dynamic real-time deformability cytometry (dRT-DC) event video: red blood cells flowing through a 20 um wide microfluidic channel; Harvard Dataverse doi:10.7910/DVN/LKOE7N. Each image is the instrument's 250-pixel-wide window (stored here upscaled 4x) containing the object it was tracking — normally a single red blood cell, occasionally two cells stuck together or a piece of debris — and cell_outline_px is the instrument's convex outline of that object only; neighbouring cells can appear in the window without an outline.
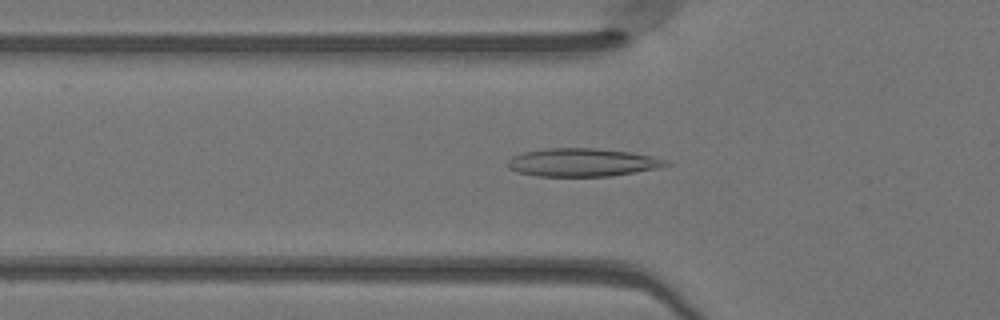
{"species": "Egyptian fruit bat (a non-hibernating species)", "species_latin": "Rousettus aegyptiacus", "temperature_condition": "warm", "stored_images_in_passage": 35, "camera_frame_rate_fps": 3000, "um_per_image_px": 0.085, "animal": {"sex": "female"}, "frame": {"image": 1, "passage_image": 2, "time_ms": 0.333, "image_size_px": [1000, 320], "cell_outline_px": [[672, 164], [660, 168], [612, 176], [536, 176], [516, 172], [508, 168], [504, 164], [512, 156], [524, 152], [548, 148], [596, 148], [628, 152], [652, 156], [668, 160]], "centroid_in_image_um": [49.49, 13.81], "position_along_channel_um": 76.3, "area_um2": 26.18}}
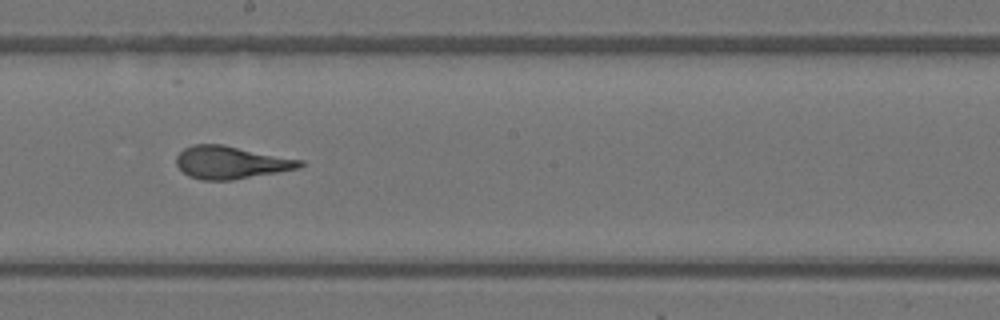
{"frame": {"image": 2, "passage_image": 13, "time_ms": 4.0, "image_size_px": [1000, 320], "cell_outline_px": [[304, 164], [300, 168], [232, 180], [200, 180], [188, 176], [176, 164], [176, 156], [184, 148], [192, 144], [224, 144], [304, 160]], "centroid_in_image_um": [19.63, 13.8], "position_along_channel_um": 228.6, "area_um2": 23.7}}
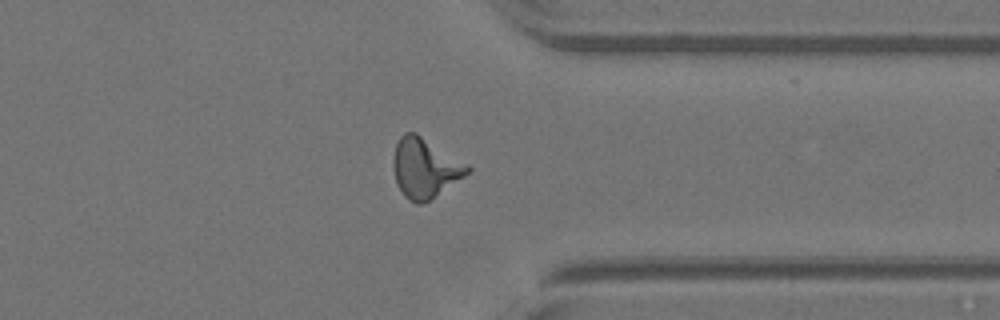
{"frame": {"image": 3, "passage_image": 24, "time_ms": 7.667, "image_size_px": [1000, 320], "cell_outline_px": [[472, 168], [464, 176], [428, 200], [420, 204], [416, 204], [408, 200], [404, 196], [396, 184], [392, 168], [392, 160], [396, 144], [400, 136], [404, 132], [416, 132], [468, 164]], "centroid_in_image_um": [36.07, 14.26], "position_along_channel_um": 375.3, "area_um2": 25.72}, "authors_computed_cell_mechanics": {"area_um2": 23.6402, "velocity_mm_per_s": 4.1135, "shape_relaxation_time_tau1_ms": 5.2196, "shape_relaxation_time_tau2_ms": 1.0528, "deformation_change_tau1": 0.2138, "deformation_change_tau2": 0.0953}}